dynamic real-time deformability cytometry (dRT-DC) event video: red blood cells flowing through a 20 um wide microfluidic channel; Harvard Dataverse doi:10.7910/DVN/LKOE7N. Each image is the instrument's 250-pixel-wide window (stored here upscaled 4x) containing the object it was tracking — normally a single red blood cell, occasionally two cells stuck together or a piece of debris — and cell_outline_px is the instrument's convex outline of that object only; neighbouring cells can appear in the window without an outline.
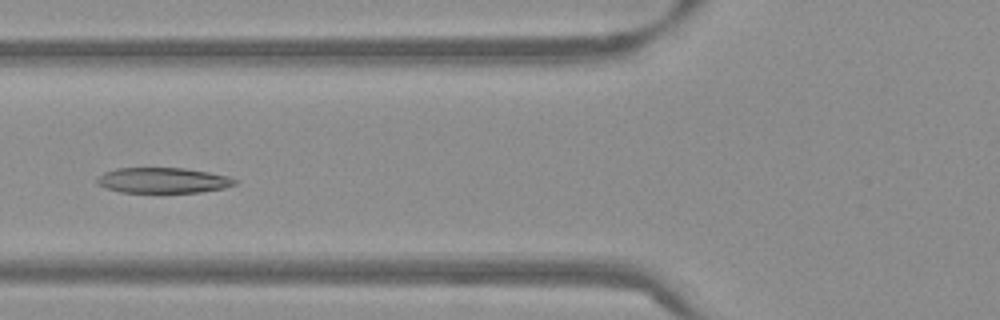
{"species": "Egyptian fruit bat (a non-hibernating species)", "species_latin": "Rousettus aegyptiacus", "temperature_condition": "warm", "stored_images_in_passage": 40, "camera_frame_rate_fps": 3000, "um_per_image_px": 0.085, "frame": {"image": 1, "passage_image": 8, "time_ms": 2.333, "image_size_px": [1000, 320], "cell_outline_px": [[240, 180], [236, 184], [224, 188], [200, 192], [120, 192], [104, 188], [96, 184], [96, 180], [104, 172], [116, 168], [184, 168], [208, 172], [228, 176]], "centroid_in_image_um": [13.85, 15.33], "position_along_channel_um": 111.9, "area_um2": 20.52}}
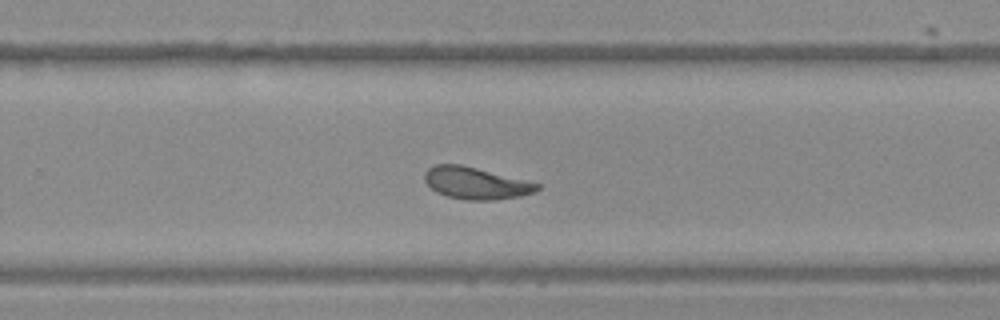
{"frame": {"image": 2, "passage_image": 22, "time_ms": 7.0, "image_size_px": [1000, 320], "cell_outline_px": [[540, 188], [536, 192], [520, 196], [496, 200], [464, 200], [448, 196], [436, 192], [424, 180], [424, 172], [428, 168], [436, 164], [460, 164], [540, 184]], "centroid_in_image_um": [40.43, 15.58], "position_along_channel_um": 289.4, "area_um2": 20.81}}
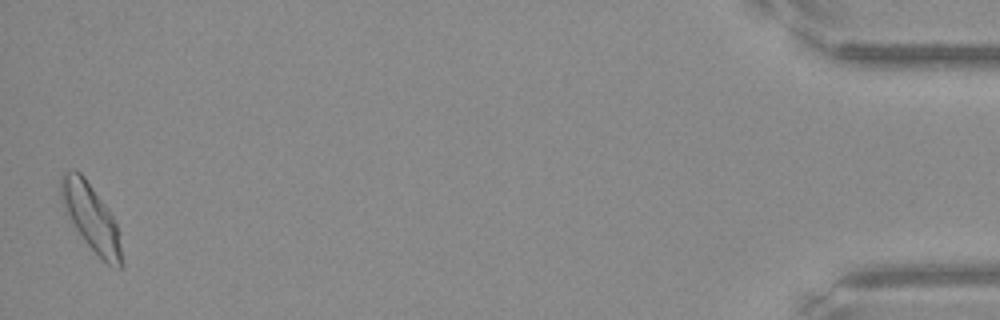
{"frame": {"image": 3, "passage_image": 40, "time_ms": 13.0, "image_size_px": [1000, 320], "cell_outline_px": [[120, 268], [112, 268], [84, 240], [64, 212], [60, 196], [60, 176], [64, 172], [80, 172], [84, 176], [104, 204], [112, 216], [116, 224], [120, 244]], "centroid_in_image_um": [7.68, 18.44], "position_along_channel_um": 427.5, "area_um2": 22.77}, "authors_computed_cell_mechanics": {"area_um2": 21.2415, "velocity_mm_per_s": 3.7953, "shape_relaxation_time_tau1_ms": 3.8428, "shape_relaxation_time_tau2_ms": 2.165, "deformation_change_tau1": 0.1541, "deformation_change_tau2": 0.0954}}